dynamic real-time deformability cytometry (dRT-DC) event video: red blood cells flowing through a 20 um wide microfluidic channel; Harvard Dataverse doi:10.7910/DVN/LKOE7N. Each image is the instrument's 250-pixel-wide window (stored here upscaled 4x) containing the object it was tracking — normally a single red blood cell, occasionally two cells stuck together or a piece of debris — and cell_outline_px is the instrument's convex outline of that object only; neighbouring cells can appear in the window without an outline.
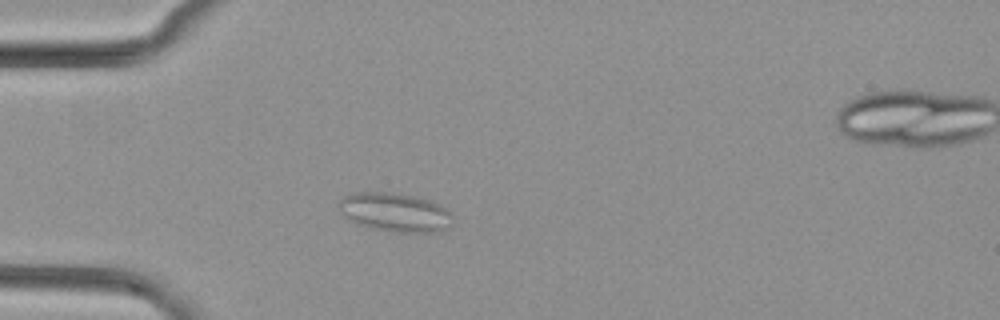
{"species": "common noctule bat (a hibernating species)", "species_latin": "Nyctalus noctula", "temperature_condition": "cold", "stored_images_in_passage": 4, "camera_frame_rate_fps": 3000, "um_per_image_px": 0.085, "animal": {"sex": "female", "body_mass_g": 29.2, "forearm_length_mm": 56.3}, "frame": {"image": 1, "passage_image": 3, "time_ms": 0.667, "image_size_px": [1000, 320], "cell_outline_px": [[452, 224], [448, 228], [440, 232], [388, 232], [356, 224], [348, 220], [340, 212], [340, 200], [344, 196], [356, 192], [392, 192], [412, 196], [428, 200], [440, 204], [452, 216]], "centroid_in_image_um": [33.57, 18.06], "position_along_channel_um": 51.4, "area_um2": 25.89}}